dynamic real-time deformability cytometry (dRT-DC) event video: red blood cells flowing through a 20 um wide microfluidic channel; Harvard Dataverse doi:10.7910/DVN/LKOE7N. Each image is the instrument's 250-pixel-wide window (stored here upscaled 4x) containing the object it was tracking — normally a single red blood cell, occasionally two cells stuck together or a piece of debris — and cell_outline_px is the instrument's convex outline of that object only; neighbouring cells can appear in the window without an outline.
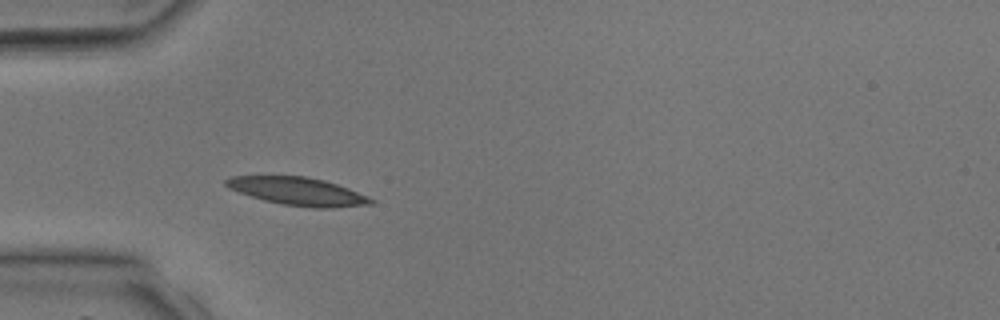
{"species": "common noctule bat (a hibernating species)", "species_latin": "Nyctalus noctula", "temperature_condition": "room temperature", "stored_images_in_passage": 28, "camera_frame_rate_fps": 3000, "um_per_image_px": 0.085, "animal": {"sex": "male", "body_mass_g": 17.9, "forearm_length_mm": 54.2}, "frame": {"image": 1, "passage_image": 1, "time_ms": 0.0, "image_size_px": [1000, 320], "cell_outline_px": [[376, 200], [372, 204], [332, 208], [312, 208], [284, 204], [264, 200], [228, 188], [224, 184], [224, 180], [232, 176], [304, 176], [324, 180], [348, 188], [368, 196]], "centroid_in_image_um": [25.34, 16.26], "position_along_channel_um": 59.7, "area_um2": 23.47}}
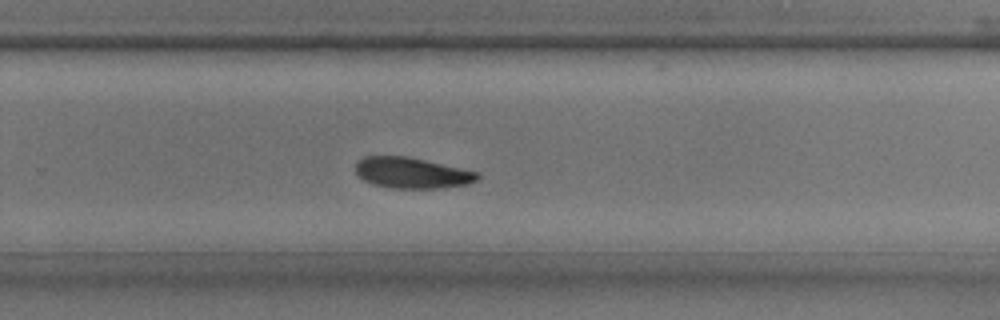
{"frame": {"image": 2, "passage_image": 15, "time_ms": 4.667, "image_size_px": [1000, 320], "cell_outline_px": [[480, 176], [476, 180], [468, 184], [440, 188], [392, 188], [372, 184], [364, 180], [356, 172], [356, 160], [364, 156], [408, 156], [480, 172]], "centroid_in_image_um": [35.01, 14.69], "position_along_channel_um": 294.8, "area_um2": 22.02}}
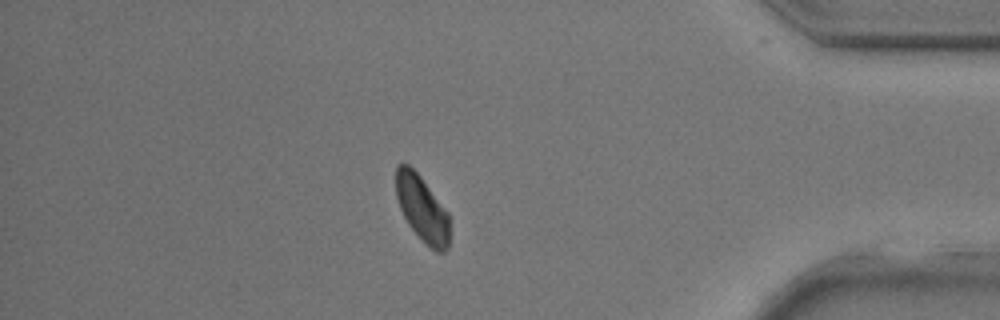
{"frame": {"image": 3, "passage_image": 23, "time_ms": 7.333, "image_size_px": [1000, 320], "cell_outline_px": [[448, 248], [444, 252], [436, 252], [408, 224], [400, 208], [396, 196], [396, 164], [408, 164], [420, 176], [448, 212]], "centroid_in_image_um": [35.86, 17.7], "position_along_channel_um": 399.3, "area_um2": 20.06}}